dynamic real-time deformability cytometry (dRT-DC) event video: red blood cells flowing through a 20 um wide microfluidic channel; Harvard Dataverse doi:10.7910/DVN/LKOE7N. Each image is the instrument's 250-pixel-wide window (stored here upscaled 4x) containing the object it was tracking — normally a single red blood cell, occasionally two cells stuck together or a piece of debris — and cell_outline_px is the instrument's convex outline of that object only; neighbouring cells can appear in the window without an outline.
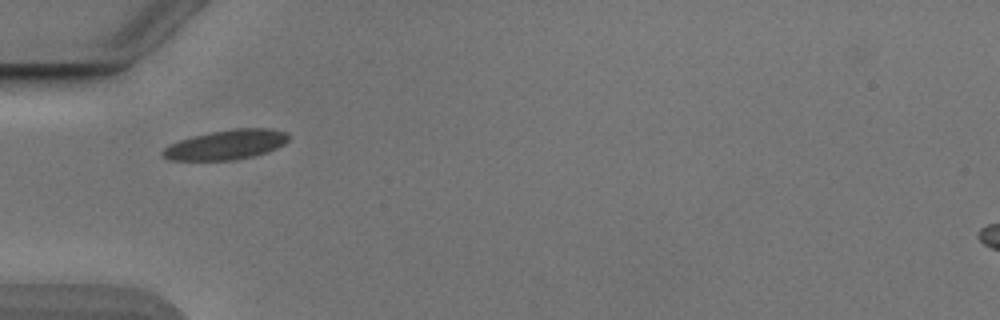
{"species": "Egyptian fruit bat (a non-hibernating species)", "species_latin": "Rousettus aegyptiacus", "temperature_condition": "cold", "stored_images_in_passage": 4, "camera_frame_rate_fps": 3000, "um_per_image_px": 0.085, "animal": {"sex": "male"}, "frame": {"image": 1, "passage_image": 2, "time_ms": 0.333, "image_size_px": [1000, 320], "cell_outline_px": [[288, 140], [284, 144], [276, 148], [252, 156], [232, 160], [168, 160], [160, 152], [168, 144], [192, 136], [212, 132], [236, 128], [272, 128], [288, 132]], "centroid_in_image_um": [19.21, 12.29], "position_along_channel_um": 65.8, "area_um2": 21.68}}